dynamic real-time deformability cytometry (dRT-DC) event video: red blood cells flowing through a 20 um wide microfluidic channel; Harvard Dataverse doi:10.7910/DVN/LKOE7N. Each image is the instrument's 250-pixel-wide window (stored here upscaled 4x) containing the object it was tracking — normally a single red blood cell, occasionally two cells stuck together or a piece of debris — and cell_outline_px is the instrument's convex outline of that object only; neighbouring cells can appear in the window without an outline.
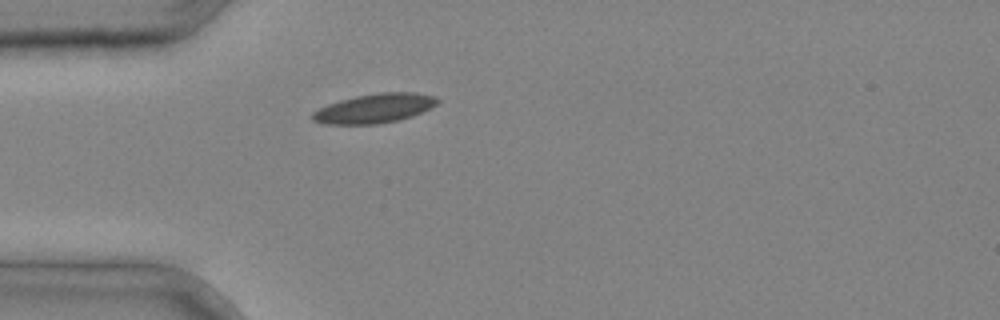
{"species": "common noctule bat (a hibernating species)", "species_latin": "Nyctalus noctula", "temperature_condition": "cold", "stored_images_in_passage": 1, "camera_frame_rate_fps": 3000, "um_per_image_px": 0.085, "animal": {"sex": "male", "body_mass_g": 20.4}, "frame": {"image": 1, "passage_image": 1, "time_ms": 0.0, "image_size_px": [1000, 320], "cell_outline_px": [[440, 100], [436, 104], [412, 116], [396, 120], [376, 124], [324, 124], [312, 120], [312, 112], [328, 104], [340, 100], [356, 96], [380, 92], [416, 92], [436, 96]], "centroid_in_image_um": [31.82, 9.2], "position_along_channel_um": 53.2, "area_um2": 21.15}}